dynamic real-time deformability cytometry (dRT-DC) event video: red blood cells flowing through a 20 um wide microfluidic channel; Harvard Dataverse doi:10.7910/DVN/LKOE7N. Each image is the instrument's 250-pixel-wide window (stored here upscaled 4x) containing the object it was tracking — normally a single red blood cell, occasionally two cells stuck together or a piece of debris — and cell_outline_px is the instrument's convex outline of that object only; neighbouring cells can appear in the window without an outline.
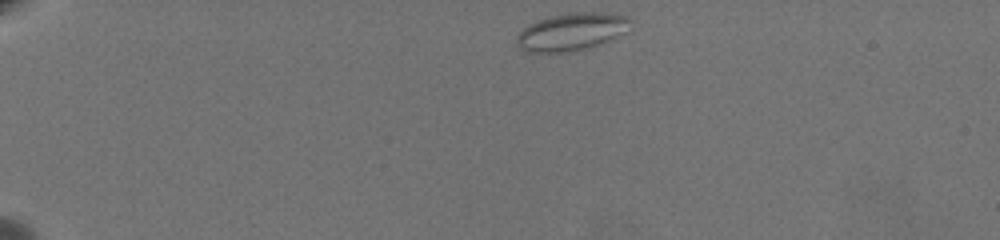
{"species": "common noctule bat (a hibernating species)", "species_latin": "Nyctalus noctula", "temperature_condition": "warm", "stored_images_in_passage": 50, "camera_frame_rate_fps": 3000, "um_per_image_px": 0.085, "animal": {"sex": "female", "body_mass_g": 19.5, "forearm_length_mm": 54.1}, "frame": {"image": 1, "passage_image": 1, "time_ms": 0.0, "image_size_px": [1000, 240], "cell_outline_px": [[628, 20], [624, 32], [608, 40], [596, 44], [568, 52], [524, 52], [516, 44], [516, 36], [528, 24], [552, 16], [576, 12], [600, 12], [628, 16]], "centroid_in_image_um": [48.49, 2.7], "position_along_channel_um": 36.5, "area_um2": 24.16}}
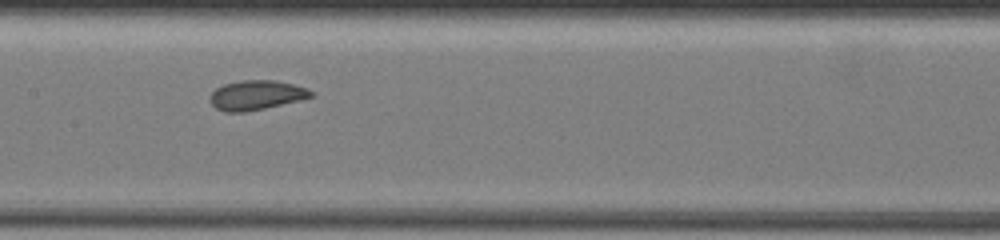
{"frame": {"image": 2, "passage_image": 22, "time_ms": 7.0, "image_size_px": [1000, 240], "cell_outline_px": [[316, 92], [312, 96], [300, 100], [264, 108], [244, 112], [224, 112], [216, 108], [208, 100], [208, 96], [216, 88], [224, 84], [240, 80], [276, 80], [308, 88]], "centroid_in_image_um": [21.77, 8.08], "position_along_channel_um": 185.6, "area_um2": 17.51}}
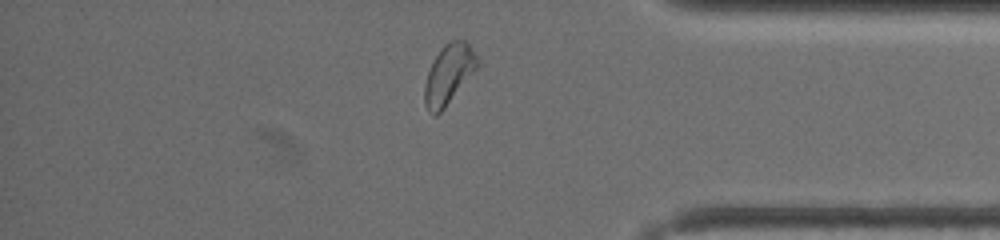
{"frame": {"image": 3, "passage_image": 42, "time_ms": 13.667, "image_size_px": [1000, 240], "cell_outline_px": [[480, 64], [444, 108], [436, 116], [432, 116], [428, 112], [424, 104], [424, 84], [428, 72], [440, 48], [448, 40], [464, 40], [468, 44], [480, 60]], "centroid_in_image_um": [38.12, 6.32], "position_along_channel_um": 397.1, "area_um2": 18.26}, "authors_computed_cell_mechanics": {"area_um2": 18.0047, "velocity_mm_per_s": 3.3599, "shape_relaxation_time_tau1_ms": 7.1689, "shape_relaxation_time_tau2_ms": 1.7008, "deformation_change_tau1": 0.1003, "deformation_change_tau2": 0.0541}}